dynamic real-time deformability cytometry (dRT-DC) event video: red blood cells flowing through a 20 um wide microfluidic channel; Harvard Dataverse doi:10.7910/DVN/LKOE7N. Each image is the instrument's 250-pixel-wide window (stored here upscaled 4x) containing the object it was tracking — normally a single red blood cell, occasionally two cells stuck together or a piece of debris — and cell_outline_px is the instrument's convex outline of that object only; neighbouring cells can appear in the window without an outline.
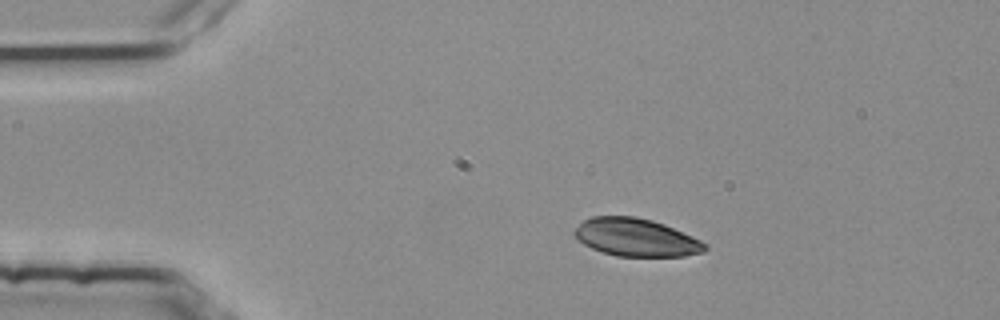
{"species": "common noctule bat (a hibernating species)", "species_latin": "Nyctalus noctula", "temperature_condition": "room temperature", "stored_images_in_passage": 2, "camera_frame_rate_fps": 3000, "um_per_image_px": 0.085, "animal": {"sex": "female", "body_mass_g": 25.1}, "frame": {"image": 1, "passage_image": 1, "time_ms": 0.0, "image_size_px": [1000, 320], "cell_outline_px": [[708, 248], [704, 252], [684, 256], [616, 256], [592, 248], [584, 244], [572, 236], [572, 232], [584, 220], [592, 216], [636, 216], [652, 220], [664, 224], [700, 240], [708, 244]], "centroid_in_image_um": [54.05, 20.18], "position_along_channel_um": 30.9, "area_um2": 28.78}}